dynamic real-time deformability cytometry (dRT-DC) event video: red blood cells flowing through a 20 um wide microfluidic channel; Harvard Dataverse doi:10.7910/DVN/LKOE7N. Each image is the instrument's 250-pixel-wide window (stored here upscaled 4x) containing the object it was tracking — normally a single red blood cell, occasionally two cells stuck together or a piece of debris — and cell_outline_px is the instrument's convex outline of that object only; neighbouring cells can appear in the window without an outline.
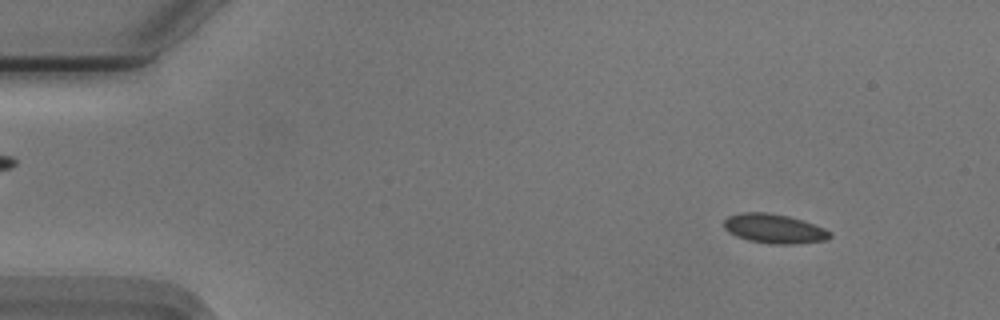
{"species": "Egyptian fruit bat (a non-hibernating species)", "species_latin": "Rousettus aegyptiacus", "temperature_condition": "cold", "stored_images_in_passage": 56, "camera_frame_rate_fps": 3000, "um_per_image_px": 0.085, "animal": {"sex": "male"}, "frame": {"image": 1, "passage_image": 6, "time_ms": 1.667, "image_size_px": [1000, 320], "cell_outline_px": [[832, 236], [828, 240], [796, 244], [772, 244], [748, 240], [736, 236], [728, 232], [724, 228], [724, 220], [728, 216], [744, 212], [764, 212], [788, 216], [804, 220], [824, 228], [832, 232]], "centroid_in_image_um": [65.83, 19.44], "position_along_channel_um": 19.2, "area_um2": 18.26}}
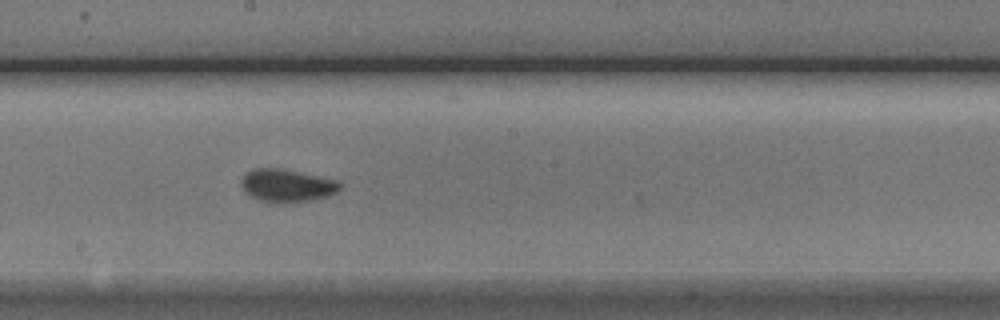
{"frame": {"image": 2, "passage_image": 30, "time_ms": 9.667, "image_size_px": [1000, 320], "cell_outline_px": [[340, 188], [336, 192], [328, 196], [308, 200], [260, 200], [244, 192], [240, 184], [240, 180], [248, 172], [256, 168], [276, 168], [336, 180], [340, 184]], "centroid_in_image_um": [24.35, 15.74], "position_along_channel_um": 223.9, "area_um2": 17.8}}
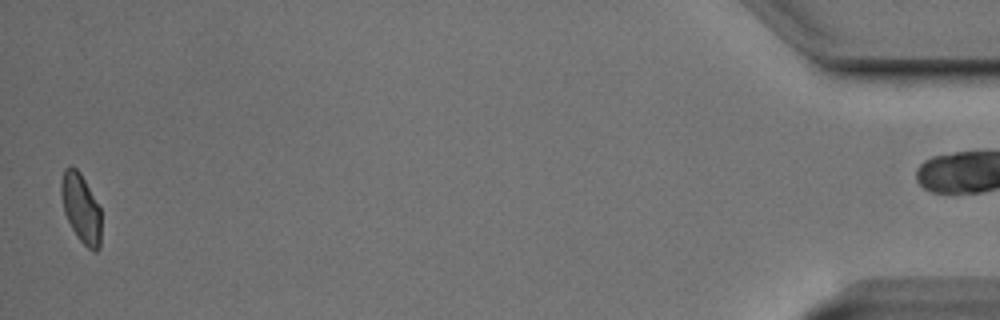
{"frame": {"image": 3, "passage_image": 54, "time_ms": 17.667, "image_size_px": [1000, 320], "cell_outline_px": [[100, 248], [96, 252], [92, 252], [80, 240], [72, 228], [64, 212], [60, 192], [60, 184], [64, 168], [72, 164], [80, 172], [100, 208]], "centroid_in_image_um": [6.87, 17.67], "position_along_channel_um": 428.3, "area_um2": 16.07}, "authors_computed_cell_mechanics": {"area_um2": 17.2533, "velocity_mm_per_s": 3.7339, "shape_relaxation_time_tau1_ms": 6.8282, "shape_relaxation_time_tau2_ms": 1.0111, "deformation_change_tau1": 0.116, "deformation_change_tau2": 0.0513}}